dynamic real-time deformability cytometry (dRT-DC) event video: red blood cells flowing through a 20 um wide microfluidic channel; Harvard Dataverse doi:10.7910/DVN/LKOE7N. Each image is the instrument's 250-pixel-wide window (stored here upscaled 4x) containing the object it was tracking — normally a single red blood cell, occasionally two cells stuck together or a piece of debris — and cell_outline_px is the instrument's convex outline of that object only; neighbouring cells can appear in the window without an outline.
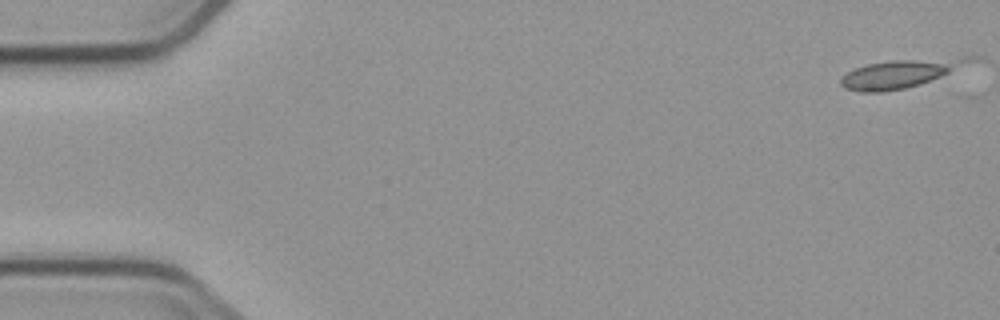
{"species": "common noctule bat (a hibernating species)", "species_latin": "Nyctalus noctula", "temperature_condition": "cold", "stored_images_in_passage": 7, "camera_frame_rate_fps": 3000, "um_per_image_px": 0.085, "animal": {"sex": "male", "body_mass_g": 23.1, "forearm_length_mm": 52.7}, "frame": {"image": 1, "passage_image": 1, "time_ms": 0.0, "image_size_px": [1000, 320], "cell_outline_px": [[976, 56], [972, 60], [940, 76], [920, 84], [904, 88], [884, 92], [860, 92], [844, 88], [840, 84], [840, 80], [848, 72], [856, 68], [868, 64], [892, 60], [964, 56]], "centroid_in_image_um": [76.47, 6.24], "position_along_channel_um": 8.5, "area_um2": 20.81}}
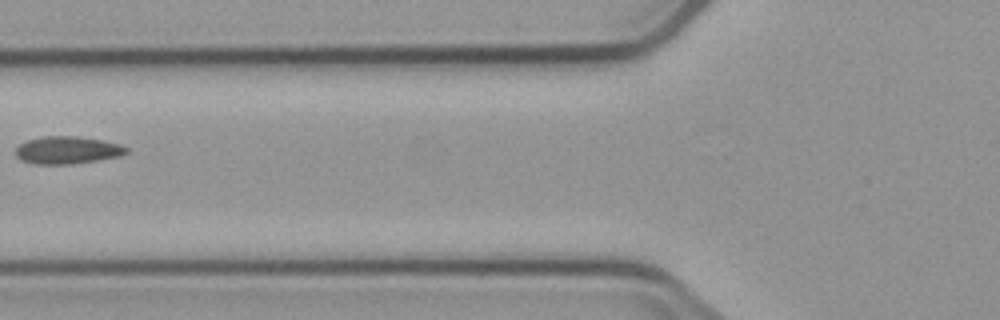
{"frame": {"image": 2, "passage_image": 6, "time_ms": 6.667, "image_size_px": [1000, 320], "cell_outline_px": [[128, 152], [120, 156], [96, 160], [68, 164], [36, 164], [20, 160], [16, 156], [16, 148], [20, 144], [28, 140], [44, 136], [80, 136], [104, 140], [120, 144], [128, 148]], "centroid_in_image_um": [5.74, 12.75], "position_along_channel_um": 120.1, "area_um2": 17.74}}
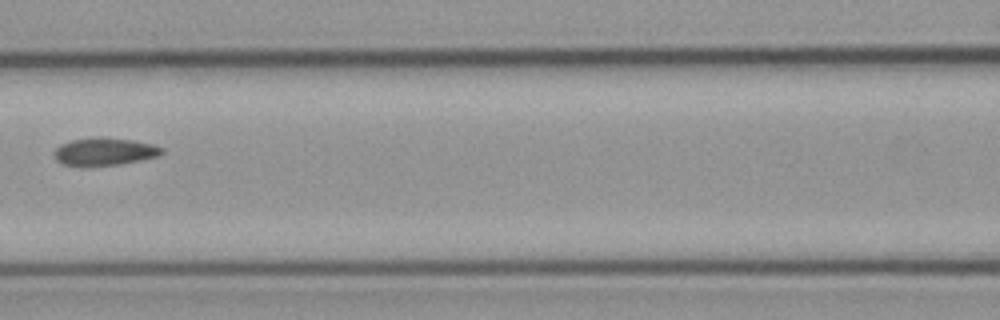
{"frame": {"image": 3, "passage_image": 7, "time_ms": 7.667, "image_size_px": [1000, 320], "cell_outline_px": [[164, 152], [160, 156], [120, 164], [92, 168], [80, 168], [60, 164], [56, 160], [52, 152], [60, 144], [72, 140], [100, 136], [132, 140], [152, 144], [164, 148]], "centroid_in_image_um": [8.82, 12.92], "position_along_channel_um": 157.8, "area_um2": 18.15}}